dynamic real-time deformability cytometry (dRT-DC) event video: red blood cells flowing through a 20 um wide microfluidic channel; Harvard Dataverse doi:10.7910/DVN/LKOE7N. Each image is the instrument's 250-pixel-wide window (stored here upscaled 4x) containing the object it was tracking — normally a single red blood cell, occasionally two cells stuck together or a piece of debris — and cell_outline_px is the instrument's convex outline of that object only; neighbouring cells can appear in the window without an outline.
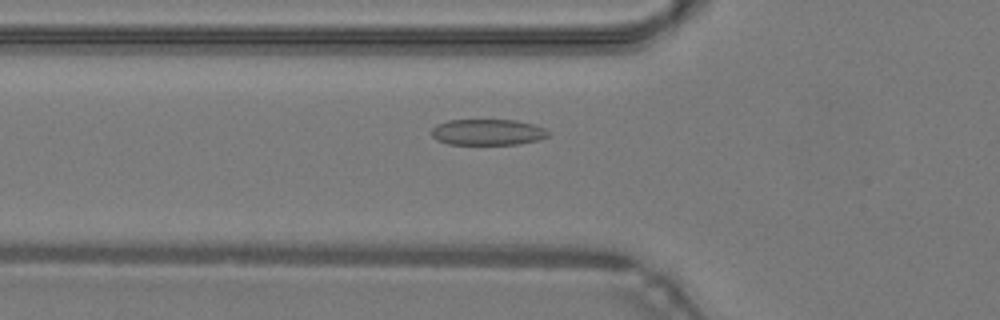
{"species": "common noctule bat (a hibernating species)", "species_latin": "Nyctalus noctula", "temperature_condition": "warm", "stored_images_in_passage": 36, "camera_frame_rate_fps": 3000, "um_per_image_px": 0.085, "animal": {"sex": "male", "body_mass_g": 19.2, "forearm_length_mm": 51.8}, "frame": {"image": 1, "passage_image": 5, "time_ms": 1.333, "image_size_px": [1000, 320], "cell_outline_px": [[552, 132], [548, 136], [540, 140], [516, 144], [448, 144], [436, 140], [432, 136], [432, 128], [436, 124], [448, 120], [516, 120], [532, 124], [544, 128]], "centroid_in_image_um": [41.46, 11.23], "position_along_channel_um": 84.3, "area_um2": 17.8}}
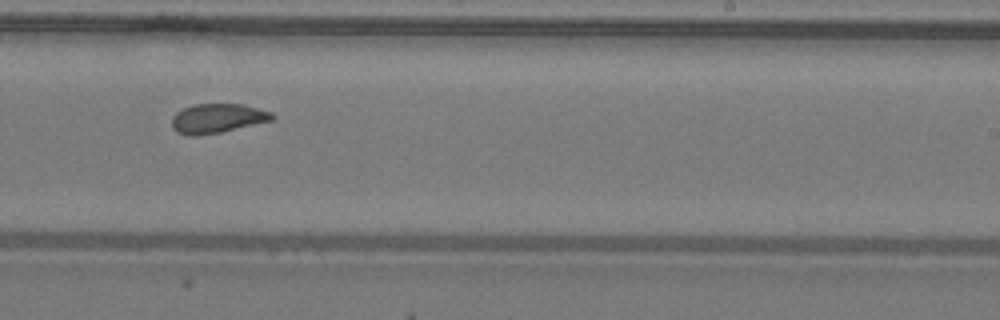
{"frame": {"image": 2, "passage_image": 18, "time_ms": 5.667, "image_size_px": [1000, 320], "cell_outline_px": [[276, 116], [272, 120], [220, 132], [192, 136], [188, 136], [176, 132], [172, 128], [172, 116], [176, 112], [184, 108], [196, 104], [244, 104], [272, 112]], "centroid_in_image_um": [18.46, 10.05], "position_along_channel_um": 270.5, "area_um2": 17.11}}
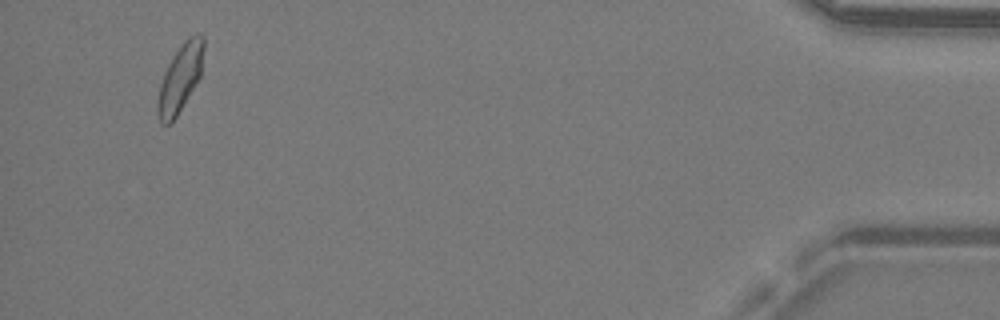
{"frame": {"image": 3, "passage_image": 34, "time_ms": 11.0, "image_size_px": [1000, 320], "cell_outline_px": [[204, 48], [200, 76], [176, 116], [168, 124], [160, 124], [156, 112], [156, 104], [160, 84], [164, 72], [172, 56], [180, 44], [184, 40], [192, 36], [204, 36]], "centroid_in_image_um": [15.28, 6.65], "position_along_channel_um": 419.9, "area_um2": 17.86}, "authors_computed_cell_mechanics": {"area_um2": 17.7446, "velocity_mm_per_s": 4.2883, "shape_relaxation_time_tau1_ms": 5.7973, "shape_relaxation_time_tau2_ms": 1.5846, "deformation_change_tau1": 0.1422, "deformation_change_tau2": 0.0695}}